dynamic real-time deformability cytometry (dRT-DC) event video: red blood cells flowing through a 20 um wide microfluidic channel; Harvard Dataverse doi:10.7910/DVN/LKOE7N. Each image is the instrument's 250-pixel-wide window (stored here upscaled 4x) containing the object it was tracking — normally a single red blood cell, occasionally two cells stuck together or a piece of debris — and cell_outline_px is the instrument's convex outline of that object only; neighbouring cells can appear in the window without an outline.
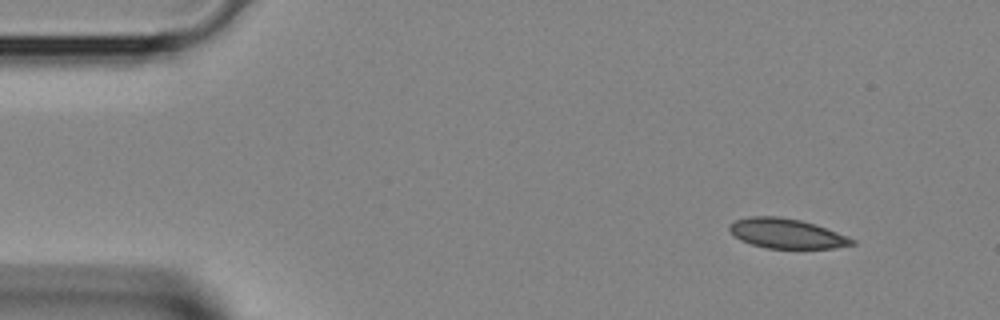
{"species": "Egyptian fruit bat (a non-hibernating species)", "species_latin": "Rousettus aegyptiacus", "temperature_condition": "room temperature", "stored_images_in_passage": 3, "camera_frame_rate_fps": 3000, "um_per_image_px": 0.085, "animal": {"sex": "female"}, "frame": {"image": 1, "passage_image": 1, "time_ms": 0.0, "image_size_px": [1000, 320], "cell_outline_px": [[856, 244], [832, 248], [768, 248], [752, 244], [740, 240], [728, 228], [728, 224], [736, 220], [748, 216], [780, 216], [800, 220], [816, 224], [848, 236], [856, 240]], "centroid_in_image_um": [66.88, 19.83], "position_along_channel_um": 18.1, "area_um2": 21.27}}
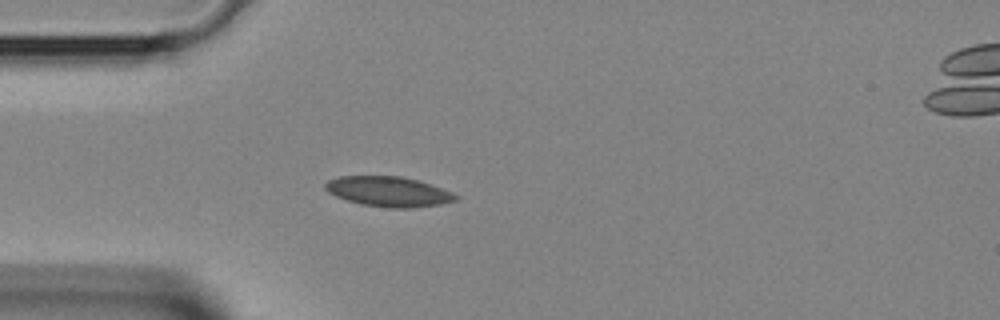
{"frame": {"image": 2, "passage_image": 3, "time_ms": 0.667, "image_size_px": [1000, 320], "cell_outline_px": [[460, 196], [456, 200], [440, 204], [412, 208], [388, 208], [360, 204], [336, 196], [328, 192], [324, 188], [324, 184], [328, 180], [340, 176], [400, 176], [420, 180], [452, 192]], "centroid_in_image_um": [33.03, 16.28], "position_along_channel_um": 52.0, "area_um2": 22.95}}